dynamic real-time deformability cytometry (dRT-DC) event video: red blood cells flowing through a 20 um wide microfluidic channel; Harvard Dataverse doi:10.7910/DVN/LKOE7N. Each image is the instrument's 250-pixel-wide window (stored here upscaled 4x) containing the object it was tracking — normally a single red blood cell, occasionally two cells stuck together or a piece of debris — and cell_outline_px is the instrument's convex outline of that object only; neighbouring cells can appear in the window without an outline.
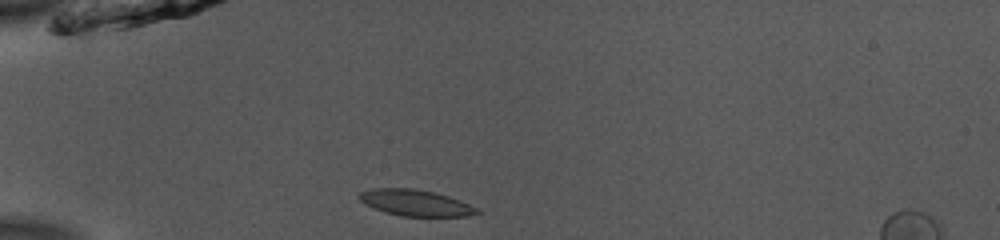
{"species": "common noctule bat (a hibernating species)", "species_latin": "Nyctalus noctula", "temperature_condition": "room temperature", "stored_images_in_passage": 38, "camera_frame_rate_fps": 3000, "um_per_image_px": 0.085, "animal": {"sex": "male", "body_mass_g": 13.0, "forearm_length_mm": 53.1}, "frame": {"image": 1, "passage_image": 1, "time_ms": 0.0, "image_size_px": [1000, 240], "cell_outline_px": [[484, 212], [468, 216], [400, 216], [384, 212], [372, 208], [360, 200], [356, 196], [360, 192], [372, 188], [412, 188], [432, 192], [448, 196], [468, 204]], "centroid_in_image_um": [35.28, 17.24], "position_along_channel_um": 49.7, "area_um2": 17.98}}
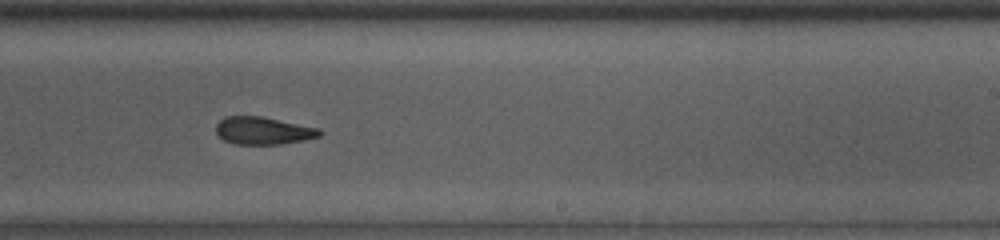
{"frame": {"image": 2, "passage_image": 19, "time_ms": 6.0, "image_size_px": [1000, 240], "cell_outline_px": [[324, 132], [320, 136], [280, 144], [236, 144], [224, 140], [216, 132], [216, 124], [224, 116], [260, 116], [320, 128]], "centroid_in_image_um": [22.36, 11.1], "position_along_channel_um": 266.6, "area_um2": 16.53}}
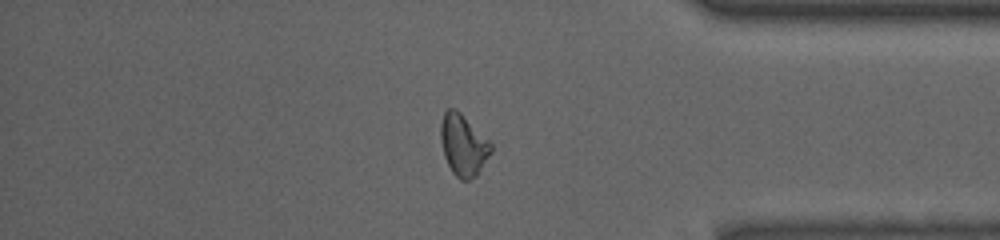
{"frame": {"image": 3, "passage_image": 30, "time_ms": 9.667, "image_size_px": [1000, 240], "cell_outline_px": [[492, 152], [476, 176], [468, 180], [460, 180], [452, 172], [444, 156], [440, 140], [440, 124], [444, 112], [448, 108], [452, 108], [460, 112], [492, 144]], "centroid_in_image_um": [39.36, 12.34], "position_along_channel_um": 395.8, "area_um2": 17.92}, "authors_computed_cell_mechanics": {"area_um2": 17.6579, "velocity_mm_per_s": 3.9339, "shape_relaxation_time_tau1_ms": 7.4301, "shape_relaxation_time_tau2_ms": 2.216, "deformation_change_tau1": 0.1651, "deformation_change_tau2": 0.0895}}